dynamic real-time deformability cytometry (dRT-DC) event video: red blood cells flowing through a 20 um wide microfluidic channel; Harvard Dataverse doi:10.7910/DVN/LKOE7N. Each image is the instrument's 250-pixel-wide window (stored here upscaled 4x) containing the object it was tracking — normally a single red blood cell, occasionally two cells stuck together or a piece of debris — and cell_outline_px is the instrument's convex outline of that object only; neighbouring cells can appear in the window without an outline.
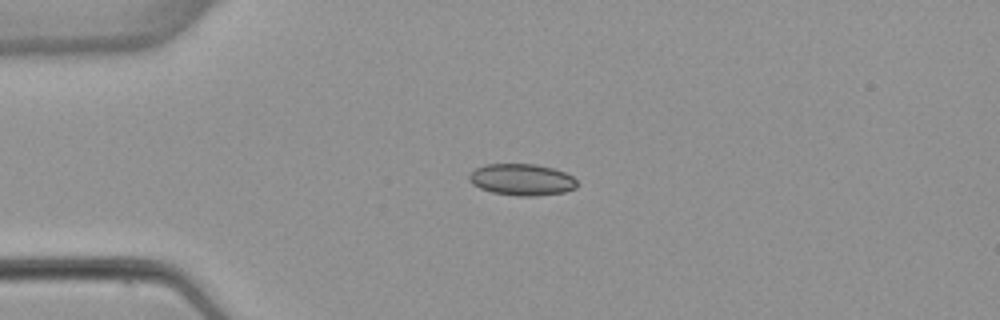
{"species": "common noctule bat (a hibernating species)", "species_latin": "Nyctalus noctula", "temperature_condition": "warm", "stored_images_in_passage": 4, "camera_frame_rate_fps": 3000, "um_per_image_px": 0.085, "animal": {"sex": "female", "body_mass_g": 22.7, "forearm_length_mm": 54.2}, "frame": {"image": 1, "passage_image": 3, "time_ms": 2.667, "image_size_px": [1000, 320], "cell_outline_px": [[576, 188], [564, 192], [536, 196], [516, 196], [492, 192], [480, 188], [472, 184], [468, 180], [468, 176], [476, 168], [484, 164], [536, 164], [552, 168], [564, 172], [572, 176], [576, 180]], "centroid_in_image_um": [44.34, 15.27], "position_along_channel_um": 40.7, "area_um2": 19.88}}
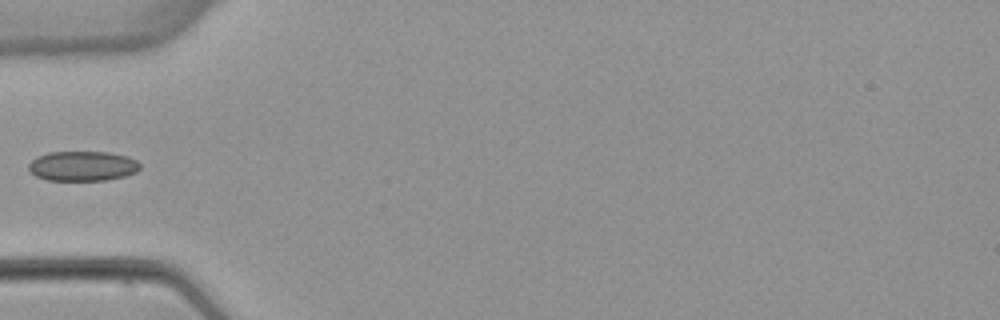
{"frame": {"image": 2, "passage_image": 4, "time_ms": 4.333, "image_size_px": [1000, 320], "cell_outline_px": [[140, 168], [136, 172], [124, 176], [108, 180], [48, 180], [36, 176], [28, 168], [28, 164], [36, 156], [48, 152], [108, 152], [128, 156], [136, 160], [140, 164]], "centroid_in_image_um": [7.02, 14.1], "position_along_channel_um": 78.0, "area_um2": 19.42}}